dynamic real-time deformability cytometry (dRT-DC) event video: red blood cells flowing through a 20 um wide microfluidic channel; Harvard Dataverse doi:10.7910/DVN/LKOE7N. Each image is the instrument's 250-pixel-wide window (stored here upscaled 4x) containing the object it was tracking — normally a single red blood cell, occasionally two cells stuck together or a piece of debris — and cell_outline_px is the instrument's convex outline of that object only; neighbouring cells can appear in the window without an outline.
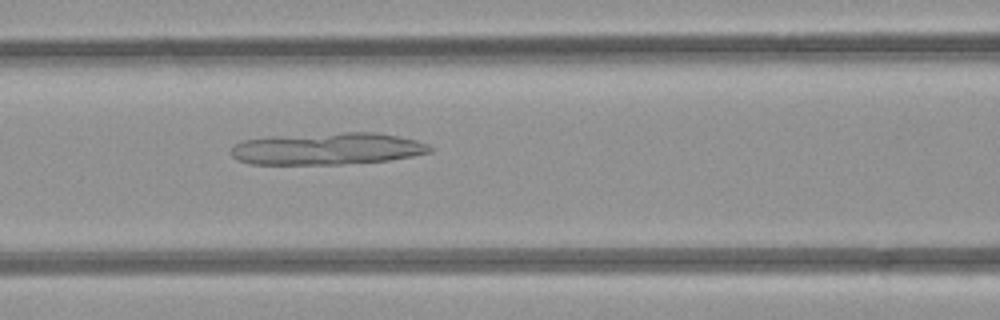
{"species": "common noctule bat (a hibernating species)", "species_latin": "Nyctalus noctula", "temperature_condition": "room temperature", "stored_images_in_passage": 34, "camera_frame_rate_fps": 3000, "um_per_image_px": 0.085, "animal": {"sex": "female", "body_mass_g": 21.9}, "frame": {"image": 1, "passage_image": 6, "time_ms": 1.667, "image_size_px": [1000, 320], "cell_outline_px": [[432, 152], [412, 156], [388, 160], [344, 164], [252, 164], [236, 160], [232, 156], [232, 148], [236, 144], [244, 140], [272, 136], [344, 132], [376, 132], [416, 140], [428, 144], [432, 148]], "centroid_in_image_um": [27.83, 12.64], "position_along_channel_um": 138.8, "area_um2": 37.05}}
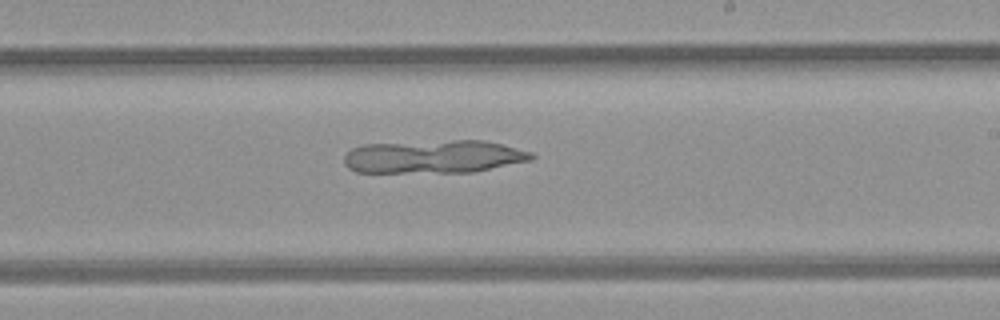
{"frame": {"image": 2, "passage_image": 14, "time_ms": 4.333, "image_size_px": [1000, 320], "cell_outline_px": [[536, 156], [532, 160], [472, 172], [356, 172], [348, 168], [344, 164], [344, 156], [352, 148], [364, 144], [452, 140], [484, 140], [532, 152]], "centroid_in_image_um": [36.86, 13.31], "position_along_channel_um": 252.1, "area_um2": 36.13}}
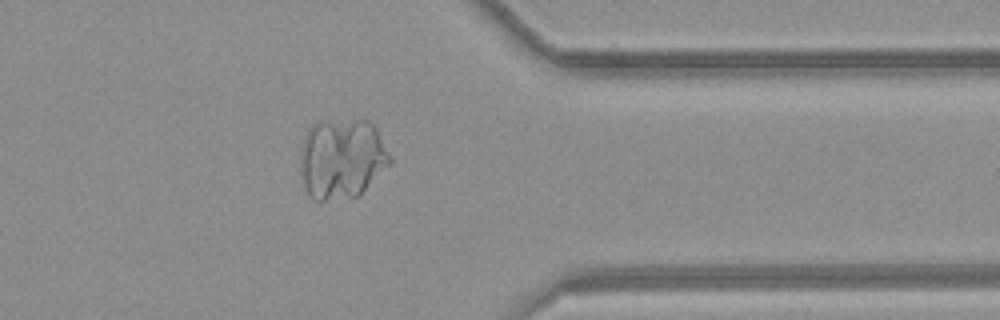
{"frame": {"image": 3, "passage_image": 24, "time_ms": 7.667, "image_size_px": [1000, 320], "cell_outline_px": [[392, 164], [360, 196], [324, 200], [312, 200], [308, 196], [304, 184], [300, 160], [300, 148], [304, 136], [308, 128], [312, 124], [320, 120], [368, 120], [376, 128], [392, 156]], "centroid_in_image_um": [29.08, 13.48], "position_along_channel_um": 382.3, "area_um2": 42.83}}